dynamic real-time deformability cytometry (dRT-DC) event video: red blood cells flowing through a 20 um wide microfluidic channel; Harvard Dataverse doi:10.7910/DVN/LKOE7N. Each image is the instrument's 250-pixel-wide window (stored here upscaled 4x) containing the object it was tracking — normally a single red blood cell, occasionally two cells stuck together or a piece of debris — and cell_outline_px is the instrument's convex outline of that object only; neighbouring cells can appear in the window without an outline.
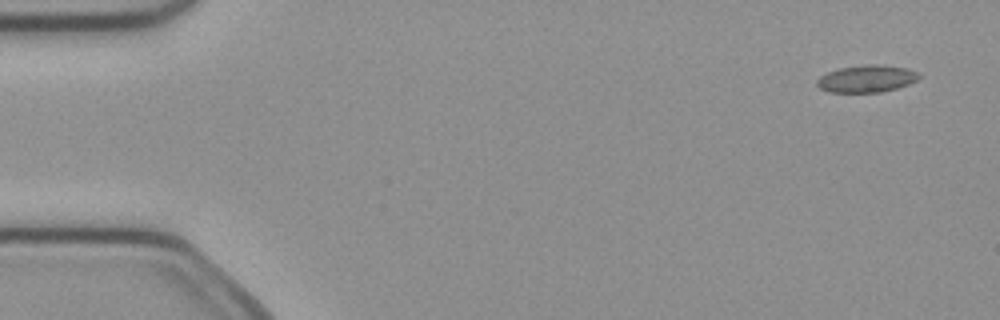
{"species": "common noctule bat (a hibernating species)", "species_latin": "Nyctalus noctula", "temperature_condition": "cold", "stored_images_in_passage": 49, "camera_frame_rate_fps": 3000, "um_per_image_px": 0.085, "animal": {"sex": "female", "body_mass_g": 21.9}, "frame": {"image": 1, "passage_image": 1, "time_ms": 0.0, "image_size_px": [1000, 320], "cell_outline_px": [[920, 76], [916, 80], [908, 84], [896, 88], [880, 92], [828, 92], [820, 88], [816, 84], [816, 80], [820, 76], [828, 72], [840, 68], [868, 64], [880, 64], [908, 68], [916, 72]], "centroid_in_image_um": [73.64, 6.68], "position_along_channel_um": 11.4, "area_um2": 16.07}}
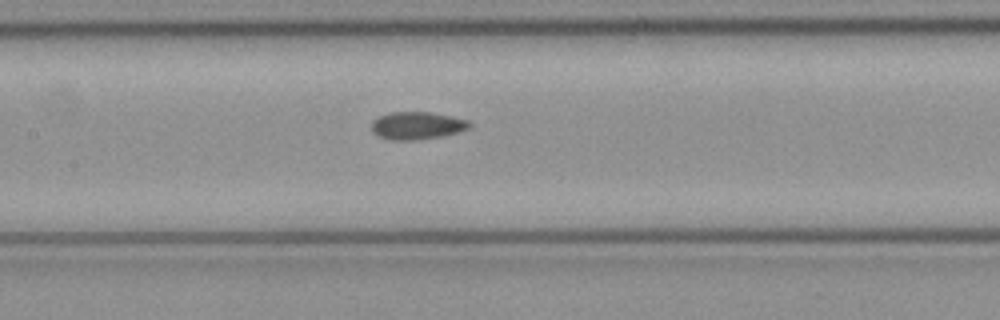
{"frame": {"image": 2, "passage_image": 22, "time_ms": 7.0, "image_size_px": [1000, 320], "cell_outline_px": [[472, 128], [460, 132], [440, 136], [416, 140], [388, 140], [376, 136], [372, 132], [372, 120], [376, 116], [388, 112], [432, 112], [452, 116], [468, 120], [472, 124]], "centroid_in_image_um": [35.43, 10.67], "position_along_channel_um": 172.0, "area_um2": 16.18}}
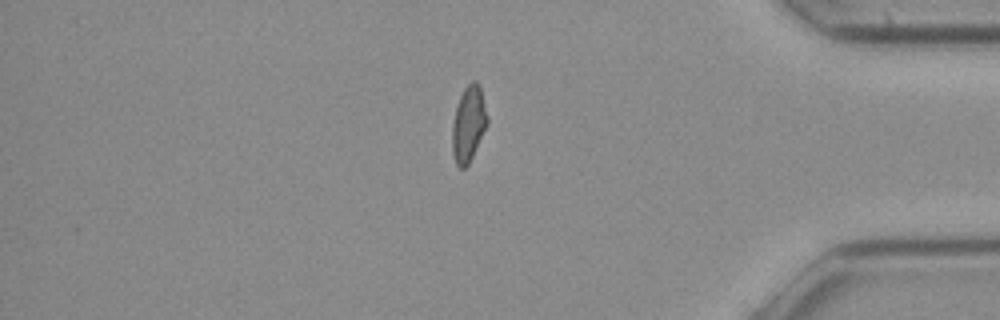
{"frame": {"image": 3, "passage_image": 41, "time_ms": 13.333, "image_size_px": [1000, 320], "cell_outline_px": [[488, 124], [468, 164], [464, 168], [460, 168], [456, 164], [452, 152], [452, 124], [456, 108], [460, 96], [464, 88], [472, 80], [476, 80], [480, 84], [488, 116]], "centroid_in_image_um": [39.83, 10.5], "position_along_channel_um": 395.4, "area_um2": 15.55}, "authors_computed_cell_mechanics": {"area_um2": 15.7216, "velocity_mm_per_s": 4.0226, "shape_relaxation_time_tau1_ms": null, "shape_relaxation_time_tau2_ms": 2.758, "deformation_change_tau1": null, "deformation_change_tau2": 0.078}}